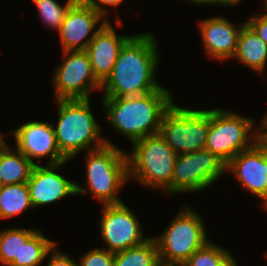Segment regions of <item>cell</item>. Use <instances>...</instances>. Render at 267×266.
I'll return each mask as SVG.
<instances>
[{
	"label": "cell",
	"instance_id": "obj_1",
	"mask_svg": "<svg viewBox=\"0 0 267 266\" xmlns=\"http://www.w3.org/2000/svg\"><path fill=\"white\" fill-rule=\"evenodd\" d=\"M157 47L149 32L131 35L121 47L111 75L102 84L104 97L141 96L162 87L154 78L159 62Z\"/></svg>",
	"mask_w": 267,
	"mask_h": 266
},
{
	"label": "cell",
	"instance_id": "obj_2",
	"mask_svg": "<svg viewBox=\"0 0 267 266\" xmlns=\"http://www.w3.org/2000/svg\"><path fill=\"white\" fill-rule=\"evenodd\" d=\"M171 95L160 87L141 96L104 97L102 103L112 126L133 143L159 133L161 119L174 103Z\"/></svg>",
	"mask_w": 267,
	"mask_h": 266
},
{
	"label": "cell",
	"instance_id": "obj_3",
	"mask_svg": "<svg viewBox=\"0 0 267 266\" xmlns=\"http://www.w3.org/2000/svg\"><path fill=\"white\" fill-rule=\"evenodd\" d=\"M58 123L54 129L60 152L69 160L90 144L95 143L88 151L99 149L104 145H113L101 138V128L97 125L90 110L89 99L57 100Z\"/></svg>",
	"mask_w": 267,
	"mask_h": 266
},
{
	"label": "cell",
	"instance_id": "obj_4",
	"mask_svg": "<svg viewBox=\"0 0 267 266\" xmlns=\"http://www.w3.org/2000/svg\"><path fill=\"white\" fill-rule=\"evenodd\" d=\"M133 147L127 155L129 176L143 186L160 187L170 193L176 152L159 133L133 142Z\"/></svg>",
	"mask_w": 267,
	"mask_h": 266
},
{
	"label": "cell",
	"instance_id": "obj_5",
	"mask_svg": "<svg viewBox=\"0 0 267 266\" xmlns=\"http://www.w3.org/2000/svg\"><path fill=\"white\" fill-rule=\"evenodd\" d=\"M154 239L160 263L164 266H182L209 242L202 217L188 206L182 207L163 234Z\"/></svg>",
	"mask_w": 267,
	"mask_h": 266
},
{
	"label": "cell",
	"instance_id": "obj_6",
	"mask_svg": "<svg viewBox=\"0 0 267 266\" xmlns=\"http://www.w3.org/2000/svg\"><path fill=\"white\" fill-rule=\"evenodd\" d=\"M127 155L115 145L107 144L88 151L87 189L102 204L122 203L117 194L130 178Z\"/></svg>",
	"mask_w": 267,
	"mask_h": 266
},
{
	"label": "cell",
	"instance_id": "obj_7",
	"mask_svg": "<svg viewBox=\"0 0 267 266\" xmlns=\"http://www.w3.org/2000/svg\"><path fill=\"white\" fill-rule=\"evenodd\" d=\"M254 120L224 109L209 110V126L205 148L228 164L240 152L252 147L262 138V126L252 137ZM254 139V140H253ZM249 141H254L253 143Z\"/></svg>",
	"mask_w": 267,
	"mask_h": 266
},
{
	"label": "cell",
	"instance_id": "obj_8",
	"mask_svg": "<svg viewBox=\"0 0 267 266\" xmlns=\"http://www.w3.org/2000/svg\"><path fill=\"white\" fill-rule=\"evenodd\" d=\"M209 126V110L182 108L172 104L164 113L159 134L179 154L204 149Z\"/></svg>",
	"mask_w": 267,
	"mask_h": 266
},
{
	"label": "cell",
	"instance_id": "obj_9",
	"mask_svg": "<svg viewBox=\"0 0 267 266\" xmlns=\"http://www.w3.org/2000/svg\"><path fill=\"white\" fill-rule=\"evenodd\" d=\"M226 163L208 149L177 155L170 183V193L199 192L214 183Z\"/></svg>",
	"mask_w": 267,
	"mask_h": 266
},
{
	"label": "cell",
	"instance_id": "obj_10",
	"mask_svg": "<svg viewBox=\"0 0 267 266\" xmlns=\"http://www.w3.org/2000/svg\"><path fill=\"white\" fill-rule=\"evenodd\" d=\"M65 61L56 69L53 79L56 99H89L90 90H101L85 50L63 51Z\"/></svg>",
	"mask_w": 267,
	"mask_h": 266
},
{
	"label": "cell",
	"instance_id": "obj_11",
	"mask_svg": "<svg viewBox=\"0 0 267 266\" xmlns=\"http://www.w3.org/2000/svg\"><path fill=\"white\" fill-rule=\"evenodd\" d=\"M100 229L108 246L105 248L113 253L139 246L149 239L142 237L138 218L123 202L104 204Z\"/></svg>",
	"mask_w": 267,
	"mask_h": 266
},
{
	"label": "cell",
	"instance_id": "obj_12",
	"mask_svg": "<svg viewBox=\"0 0 267 266\" xmlns=\"http://www.w3.org/2000/svg\"><path fill=\"white\" fill-rule=\"evenodd\" d=\"M55 127L49 122L32 121L13 131L16 148L28 160L50 156L48 164L66 163L68 160L59 150Z\"/></svg>",
	"mask_w": 267,
	"mask_h": 266
},
{
	"label": "cell",
	"instance_id": "obj_13",
	"mask_svg": "<svg viewBox=\"0 0 267 266\" xmlns=\"http://www.w3.org/2000/svg\"><path fill=\"white\" fill-rule=\"evenodd\" d=\"M63 164H47L46 167L38 164L34 165L27 181L33 208L54 203L68 195H79L88 192L87 189L78 186L76 182H70L64 176L55 172L56 168Z\"/></svg>",
	"mask_w": 267,
	"mask_h": 266
},
{
	"label": "cell",
	"instance_id": "obj_14",
	"mask_svg": "<svg viewBox=\"0 0 267 266\" xmlns=\"http://www.w3.org/2000/svg\"><path fill=\"white\" fill-rule=\"evenodd\" d=\"M238 181L264 201L267 176V142L261 138L252 147L240 152L227 165Z\"/></svg>",
	"mask_w": 267,
	"mask_h": 266
},
{
	"label": "cell",
	"instance_id": "obj_15",
	"mask_svg": "<svg viewBox=\"0 0 267 266\" xmlns=\"http://www.w3.org/2000/svg\"><path fill=\"white\" fill-rule=\"evenodd\" d=\"M102 19L91 6L76 0L68 9L58 31L63 51L86 50L95 33L107 22H101L100 27L93 31ZM91 31L93 34L89 36Z\"/></svg>",
	"mask_w": 267,
	"mask_h": 266
},
{
	"label": "cell",
	"instance_id": "obj_16",
	"mask_svg": "<svg viewBox=\"0 0 267 266\" xmlns=\"http://www.w3.org/2000/svg\"><path fill=\"white\" fill-rule=\"evenodd\" d=\"M131 36L116 35L115 29L106 22L88 44L86 52L96 79L103 84L111 75L121 47Z\"/></svg>",
	"mask_w": 267,
	"mask_h": 266
},
{
	"label": "cell",
	"instance_id": "obj_17",
	"mask_svg": "<svg viewBox=\"0 0 267 266\" xmlns=\"http://www.w3.org/2000/svg\"><path fill=\"white\" fill-rule=\"evenodd\" d=\"M234 26L224 17H212L200 22L205 54L214 59L233 58L237 49L238 38L242 27Z\"/></svg>",
	"mask_w": 267,
	"mask_h": 266
},
{
	"label": "cell",
	"instance_id": "obj_18",
	"mask_svg": "<svg viewBox=\"0 0 267 266\" xmlns=\"http://www.w3.org/2000/svg\"><path fill=\"white\" fill-rule=\"evenodd\" d=\"M233 58L262 73L267 63V44L246 23L240 32Z\"/></svg>",
	"mask_w": 267,
	"mask_h": 266
},
{
	"label": "cell",
	"instance_id": "obj_19",
	"mask_svg": "<svg viewBox=\"0 0 267 266\" xmlns=\"http://www.w3.org/2000/svg\"><path fill=\"white\" fill-rule=\"evenodd\" d=\"M4 140L0 141V185L27 183L34 163L19 150L12 152Z\"/></svg>",
	"mask_w": 267,
	"mask_h": 266
},
{
	"label": "cell",
	"instance_id": "obj_20",
	"mask_svg": "<svg viewBox=\"0 0 267 266\" xmlns=\"http://www.w3.org/2000/svg\"><path fill=\"white\" fill-rule=\"evenodd\" d=\"M114 266H161L154 237L139 246L114 253Z\"/></svg>",
	"mask_w": 267,
	"mask_h": 266
},
{
	"label": "cell",
	"instance_id": "obj_21",
	"mask_svg": "<svg viewBox=\"0 0 267 266\" xmlns=\"http://www.w3.org/2000/svg\"><path fill=\"white\" fill-rule=\"evenodd\" d=\"M35 229L9 228L0 231V262L6 266H20L22 245L36 232Z\"/></svg>",
	"mask_w": 267,
	"mask_h": 266
},
{
	"label": "cell",
	"instance_id": "obj_22",
	"mask_svg": "<svg viewBox=\"0 0 267 266\" xmlns=\"http://www.w3.org/2000/svg\"><path fill=\"white\" fill-rule=\"evenodd\" d=\"M33 208L27 183L1 186L0 219H7Z\"/></svg>",
	"mask_w": 267,
	"mask_h": 266
},
{
	"label": "cell",
	"instance_id": "obj_23",
	"mask_svg": "<svg viewBox=\"0 0 267 266\" xmlns=\"http://www.w3.org/2000/svg\"><path fill=\"white\" fill-rule=\"evenodd\" d=\"M56 242L46 238L40 230H37L20 251V266H39L52 251Z\"/></svg>",
	"mask_w": 267,
	"mask_h": 266
},
{
	"label": "cell",
	"instance_id": "obj_24",
	"mask_svg": "<svg viewBox=\"0 0 267 266\" xmlns=\"http://www.w3.org/2000/svg\"><path fill=\"white\" fill-rule=\"evenodd\" d=\"M38 7L40 17L44 24L55 31H59L68 9L76 0H67L64 6H61L55 0H32Z\"/></svg>",
	"mask_w": 267,
	"mask_h": 266
},
{
	"label": "cell",
	"instance_id": "obj_25",
	"mask_svg": "<svg viewBox=\"0 0 267 266\" xmlns=\"http://www.w3.org/2000/svg\"><path fill=\"white\" fill-rule=\"evenodd\" d=\"M230 252L209 241L196 250L182 266H218Z\"/></svg>",
	"mask_w": 267,
	"mask_h": 266
},
{
	"label": "cell",
	"instance_id": "obj_26",
	"mask_svg": "<svg viewBox=\"0 0 267 266\" xmlns=\"http://www.w3.org/2000/svg\"><path fill=\"white\" fill-rule=\"evenodd\" d=\"M79 260L77 266H114V253L107 249L94 248Z\"/></svg>",
	"mask_w": 267,
	"mask_h": 266
},
{
	"label": "cell",
	"instance_id": "obj_27",
	"mask_svg": "<svg viewBox=\"0 0 267 266\" xmlns=\"http://www.w3.org/2000/svg\"><path fill=\"white\" fill-rule=\"evenodd\" d=\"M246 23L267 44V13L260 15V16L254 15V17L250 18Z\"/></svg>",
	"mask_w": 267,
	"mask_h": 266
},
{
	"label": "cell",
	"instance_id": "obj_28",
	"mask_svg": "<svg viewBox=\"0 0 267 266\" xmlns=\"http://www.w3.org/2000/svg\"><path fill=\"white\" fill-rule=\"evenodd\" d=\"M77 1L85 5L91 6L97 13H99L104 18V21L109 22V20L105 19L108 11L105 10V7L103 8V5L116 7L119 6L124 0H77Z\"/></svg>",
	"mask_w": 267,
	"mask_h": 266
},
{
	"label": "cell",
	"instance_id": "obj_29",
	"mask_svg": "<svg viewBox=\"0 0 267 266\" xmlns=\"http://www.w3.org/2000/svg\"><path fill=\"white\" fill-rule=\"evenodd\" d=\"M56 244L52 247V256L47 266H77L76 261L71 259L67 254L56 251Z\"/></svg>",
	"mask_w": 267,
	"mask_h": 266
},
{
	"label": "cell",
	"instance_id": "obj_30",
	"mask_svg": "<svg viewBox=\"0 0 267 266\" xmlns=\"http://www.w3.org/2000/svg\"><path fill=\"white\" fill-rule=\"evenodd\" d=\"M218 266H237L233 256L229 254Z\"/></svg>",
	"mask_w": 267,
	"mask_h": 266
},
{
	"label": "cell",
	"instance_id": "obj_31",
	"mask_svg": "<svg viewBox=\"0 0 267 266\" xmlns=\"http://www.w3.org/2000/svg\"><path fill=\"white\" fill-rule=\"evenodd\" d=\"M196 4H218V0H188Z\"/></svg>",
	"mask_w": 267,
	"mask_h": 266
},
{
	"label": "cell",
	"instance_id": "obj_32",
	"mask_svg": "<svg viewBox=\"0 0 267 266\" xmlns=\"http://www.w3.org/2000/svg\"><path fill=\"white\" fill-rule=\"evenodd\" d=\"M241 0H218V5H235L238 4Z\"/></svg>",
	"mask_w": 267,
	"mask_h": 266
},
{
	"label": "cell",
	"instance_id": "obj_33",
	"mask_svg": "<svg viewBox=\"0 0 267 266\" xmlns=\"http://www.w3.org/2000/svg\"><path fill=\"white\" fill-rule=\"evenodd\" d=\"M262 129H267V114L264 116V119L262 120L261 124Z\"/></svg>",
	"mask_w": 267,
	"mask_h": 266
},
{
	"label": "cell",
	"instance_id": "obj_34",
	"mask_svg": "<svg viewBox=\"0 0 267 266\" xmlns=\"http://www.w3.org/2000/svg\"><path fill=\"white\" fill-rule=\"evenodd\" d=\"M265 209L267 210V176H266V185H265Z\"/></svg>",
	"mask_w": 267,
	"mask_h": 266
},
{
	"label": "cell",
	"instance_id": "obj_35",
	"mask_svg": "<svg viewBox=\"0 0 267 266\" xmlns=\"http://www.w3.org/2000/svg\"><path fill=\"white\" fill-rule=\"evenodd\" d=\"M262 138L267 142V129H262Z\"/></svg>",
	"mask_w": 267,
	"mask_h": 266
},
{
	"label": "cell",
	"instance_id": "obj_36",
	"mask_svg": "<svg viewBox=\"0 0 267 266\" xmlns=\"http://www.w3.org/2000/svg\"><path fill=\"white\" fill-rule=\"evenodd\" d=\"M265 1V9H267V0H264Z\"/></svg>",
	"mask_w": 267,
	"mask_h": 266
}]
</instances>
